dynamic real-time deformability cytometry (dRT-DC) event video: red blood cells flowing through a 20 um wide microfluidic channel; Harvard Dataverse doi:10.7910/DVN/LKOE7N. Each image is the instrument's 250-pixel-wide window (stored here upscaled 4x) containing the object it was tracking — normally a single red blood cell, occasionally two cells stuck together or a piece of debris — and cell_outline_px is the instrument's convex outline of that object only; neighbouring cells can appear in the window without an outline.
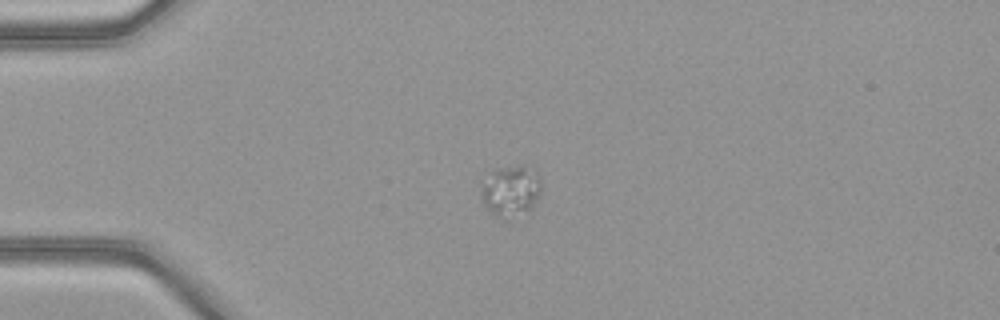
{"species": "common noctule bat (a hibernating species)", "species_latin": "Nyctalus noctula", "temperature_condition": "warm", "stored_images_in_passage": 39, "camera_frame_rate_fps": 3000, "um_per_image_px": 0.085, "animal": {"sex": "female", "body_mass_g": 21.9}, "frame": {"image": 1, "passage_image": 1, "time_ms": 0.0, "image_size_px": [1000, 320], "cell_outline_px": [[540, 196], [532, 208], [528, 212], [504, 220], [496, 216], [484, 204], [480, 196], [480, 184], [496, 168], [524, 164], [536, 172], [540, 176]], "centroid_in_image_um": [43.42, 16.22], "position_along_channel_um": 41.6, "area_um2": 18.26}}
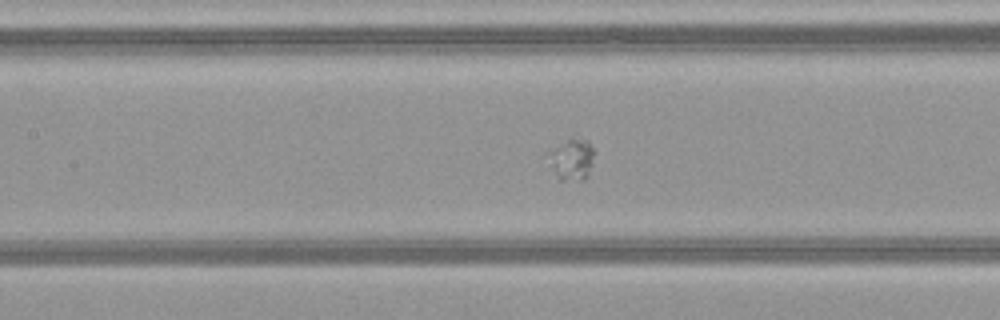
{"frame": {"image": 2, "passage_image": 12, "time_ms": 3.667, "image_size_px": [1000, 320], "cell_outline_px": [[596, 152], [588, 176], [584, 180], [560, 180], [556, 172], [548, 152], [572, 136], [588, 140]], "centroid_in_image_um": [48.7, 13.51], "position_along_channel_um": 158.7, "area_um2": 10.92}}
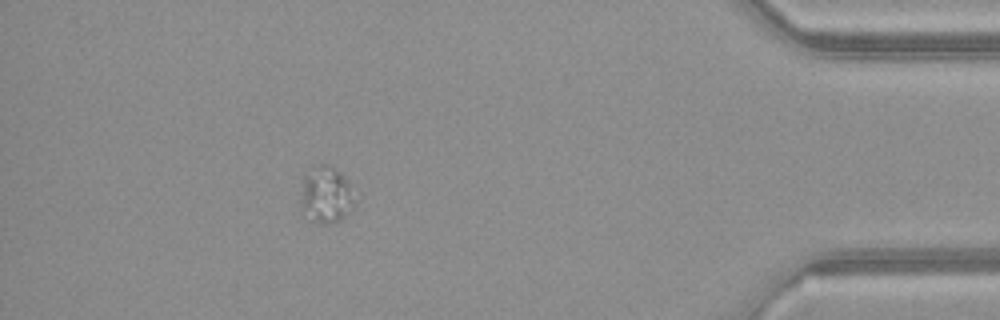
{"frame": {"image": 3, "passage_image": 34, "time_ms": 11.0, "image_size_px": [1000, 320], "cell_outline_px": [[356, 208], [340, 220], [328, 224], [320, 224], [312, 220], [300, 208], [300, 200], [304, 176], [316, 168], [324, 164], [340, 172], [348, 184], [356, 204]], "centroid_in_image_um": [27.73, 16.64], "position_along_channel_um": 407.5, "area_um2": 17.46}}